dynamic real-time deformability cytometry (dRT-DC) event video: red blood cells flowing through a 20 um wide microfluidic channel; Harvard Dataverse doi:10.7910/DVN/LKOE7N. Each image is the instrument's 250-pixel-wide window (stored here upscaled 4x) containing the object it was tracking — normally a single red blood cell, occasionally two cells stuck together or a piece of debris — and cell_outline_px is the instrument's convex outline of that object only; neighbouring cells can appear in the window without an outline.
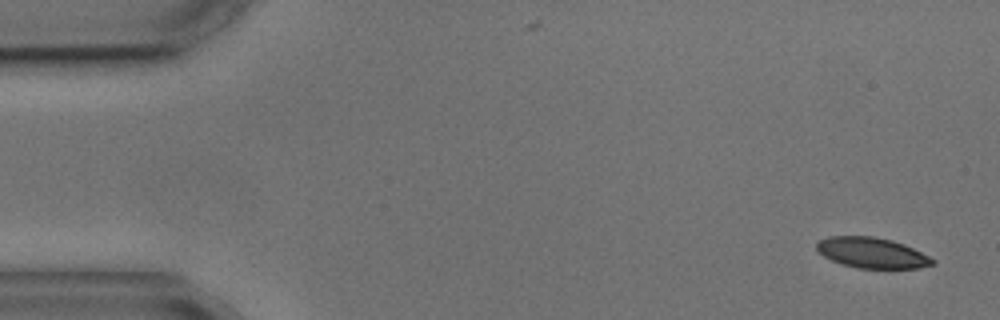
{"species": "common noctule bat (a hibernating species)", "species_latin": "Nyctalus noctula", "temperature_condition": "cold", "stored_images_in_passage": 10, "camera_frame_rate_fps": 3000, "um_per_image_px": 0.085, "animal": {"sex": "male", "body_mass_g": 17.9, "forearm_length_mm": 54.2}, "frame": {"image": 1, "passage_image": 1, "time_ms": 0.0, "image_size_px": [1000, 320], "cell_outline_px": [[936, 264], [920, 268], [856, 268], [840, 264], [824, 256], [816, 248], [816, 244], [820, 240], [828, 236], [872, 236], [892, 240], [904, 244], [936, 260]], "centroid_in_image_um": [74.12, 21.49], "position_along_channel_um": 10.9, "area_um2": 20.63}}
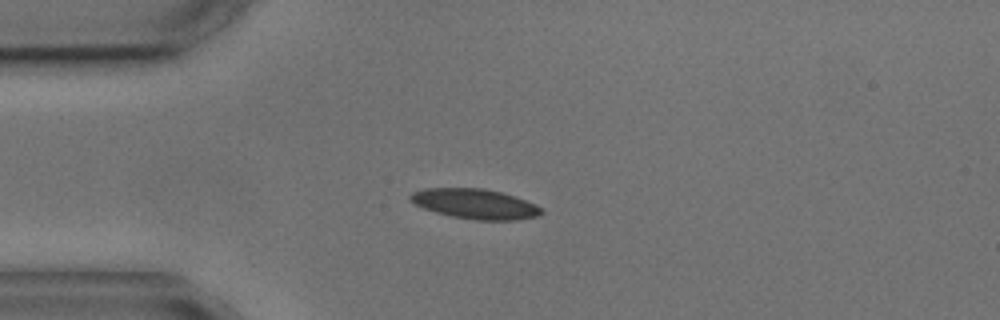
{"frame": {"image": 2, "passage_image": 4, "time_ms": 3.667, "image_size_px": [1000, 320], "cell_outline_px": [[544, 212], [536, 216], [516, 220], [476, 220], [452, 216], [436, 212], [424, 208], [408, 200], [408, 196], [412, 192], [424, 188], [484, 188], [500, 192], [536, 204]], "centroid_in_image_um": [40.34, 17.32], "position_along_channel_um": 44.7, "area_um2": 22.72}}
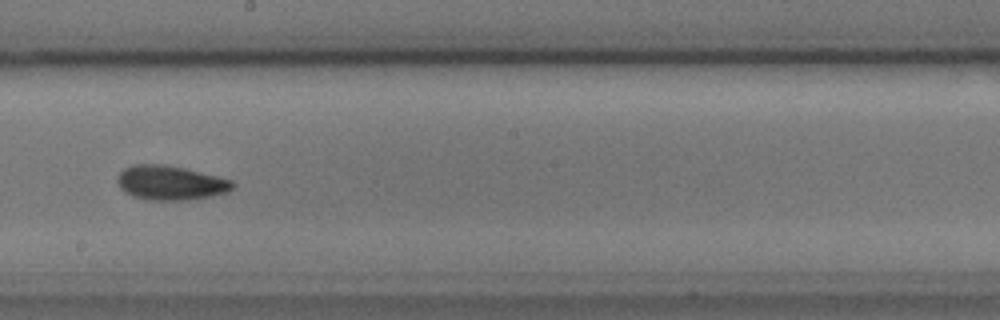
{"frame": {"image": 3, "passage_image": 9, "time_ms": 9.333, "image_size_px": [1000, 320], "cell_outline_px": [[236, 184], [228, 192], [212, 196], [180, 200], [148, 200], [132, 196], [124, 192], [120, 188], [116, 180], [116, 176], [124, 168], [132, 164], [164, 164], [184, 168], [220, 176], [232, 180]], "centroid_in_image_um": [14.47, 15.53], "position_along_channel_um": 233.7, "area_um2": 23.35}}